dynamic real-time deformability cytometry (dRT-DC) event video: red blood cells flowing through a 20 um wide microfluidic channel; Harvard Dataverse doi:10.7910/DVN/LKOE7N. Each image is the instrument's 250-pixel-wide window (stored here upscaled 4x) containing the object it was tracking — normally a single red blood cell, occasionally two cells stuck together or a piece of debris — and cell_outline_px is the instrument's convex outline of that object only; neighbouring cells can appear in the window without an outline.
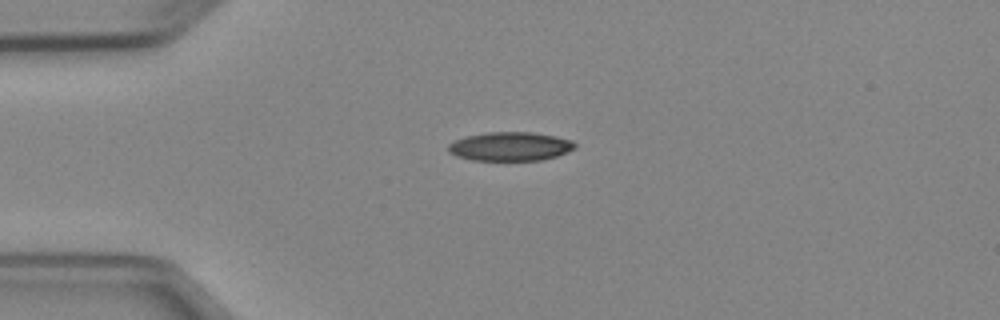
{"species": "Egyptian fruit bat (a non-hibernating species)", "species_latin": "Rousettus aegyptiacus", "temperature_condition": "cold", "stored_images_in_passage": 5, "camera_frame_rate_fps": 3000, "um_per_image_px": 0.085, "animal": {"sex": "female"}, "frame": {"image": 1, "passage_image": 3, "time_ms": 2.333, "image_size_px": [1000, 320], "cell_outline_px": [[576, 148], [556, 156], [540, 160], [472, 160], [456, 156], [448, 152], [448, 144], [456, 140], [468, 136], [488, 132], [532, 132], [556, 136], [572, 140], [576, 144]], "centroid_in_image_um": [43.38, 12.44], "position_along_channel_um": 41.6, "area_um2": 21.21}}